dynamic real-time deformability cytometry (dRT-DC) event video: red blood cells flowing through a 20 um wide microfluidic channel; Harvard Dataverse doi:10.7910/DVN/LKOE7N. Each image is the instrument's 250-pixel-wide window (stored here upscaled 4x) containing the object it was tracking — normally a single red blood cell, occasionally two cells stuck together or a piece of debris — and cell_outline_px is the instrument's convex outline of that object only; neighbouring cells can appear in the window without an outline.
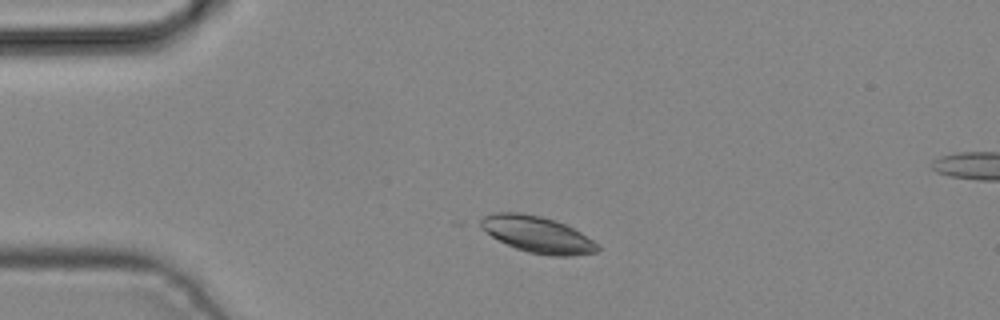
{"species": "common noctule bat (a hibernating species)", "species_latin": "Nyctalus noctula", "temperature_condition": "cold", "stored_images_in_passage": 2, "segment_of_instrument_passage": [1, 2], "camera_frame_rate_fps": 3000, "um_per_image_px": 0.085, "animal": {"sex": "male", "body_mass_g": 19.2, "forearm_length_mm": 51.8}, "frame": {"image": 1, "passage_image": 1, "time_ms": 0.0, "image_size_px": [1000, 320], "cell_outline_px": [[600, 248], [596, 252], [572, 256], [552, 256], [528, 252], [516, 248], [492, 236], [472, 224], [484, 216], [492, 212], [520, 212], [540, 216], [556, 220], [580, 232], [600, 244]], "centroid_in_image_um": [45.62, 19.91], "position_along_channel_um": 39.4, "area_um2": 25.14}}